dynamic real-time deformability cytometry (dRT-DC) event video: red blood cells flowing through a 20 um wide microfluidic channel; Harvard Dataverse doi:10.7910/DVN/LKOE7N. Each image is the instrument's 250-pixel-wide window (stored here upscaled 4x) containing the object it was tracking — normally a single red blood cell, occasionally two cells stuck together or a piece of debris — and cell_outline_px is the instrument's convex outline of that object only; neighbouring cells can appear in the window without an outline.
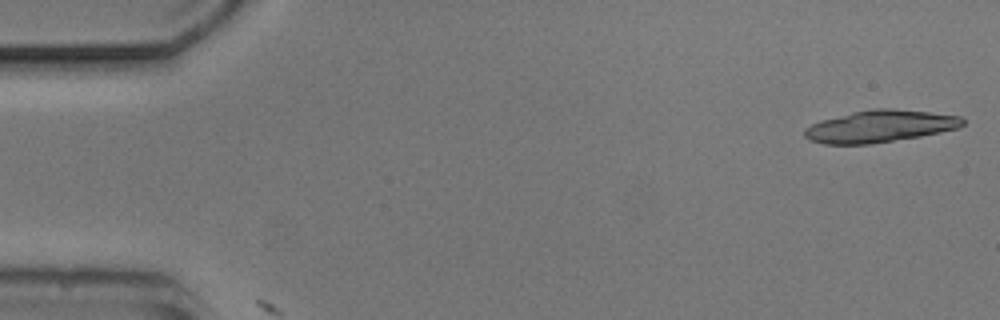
{"species": "common noctule bat (a hibernating species)", "species_latin": "Nyctalus noctula", "temperature_condition": "cold", "stored_images_in_passage": 2, "camera_frame_rate_fps": 3000, "um_per_image_px": 0.085, "animal": {"sex": "male", "body_mass_g": 20.5, "forearm_length_mm": 52.5}, "frame": {"image": 1, "passage_image": 1, "time_ms": 0.0, "image_size_px": [1000, 320], "cell_outline_px": [[964, 124], [956, 128], [940, 132], [920, 136], [872, 144], [824, 144], [808, 140], [804, 136], [804, 128], [820, 120], [852, 112], [872, 108], [892, 108], [928, 112], [960, 116], [964, 120]], "centroid_in_image_um": [74.74, 10.73], "position_along_channel_um": 10.3, "area_um2": 29.54}}